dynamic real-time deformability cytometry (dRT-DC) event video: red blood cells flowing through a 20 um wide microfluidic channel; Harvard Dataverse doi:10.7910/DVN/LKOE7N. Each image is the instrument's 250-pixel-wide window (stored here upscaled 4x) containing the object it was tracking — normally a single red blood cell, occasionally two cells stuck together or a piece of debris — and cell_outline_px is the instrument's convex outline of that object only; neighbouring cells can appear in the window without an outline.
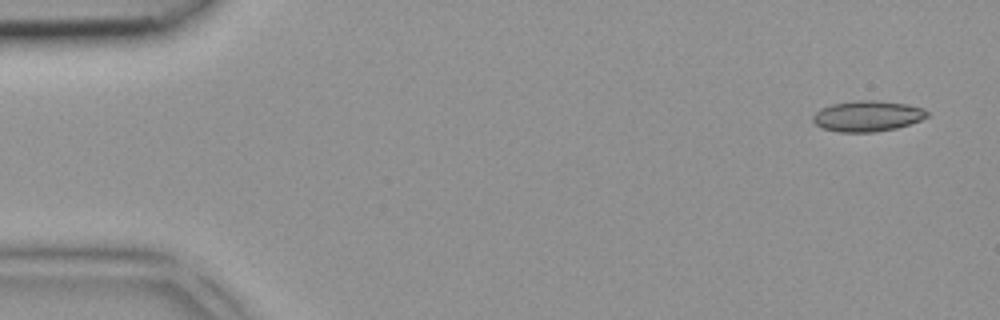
{"species": "common noctule bat (a hibernating species)", "species_latin": "Nyctalus noctula", "temperature_condition": "room temperature", "stored_images_in_passage": 3, "camera_frame_rate_fps": 3000, "um_per_image_px": 0.085, "animal": {"sex": "female", "body_mass_g": 18.4}, "frame": {"image": 1, "passage_image": 1, "time_ms": 0.0, "image_size_px": [1000, 320], "cell_outline_px": [[928, 116], [920, 120], [896, 128], [876, 132], [836, 132], [820, 128], [812, 120], [812, 116], [820, 108], [832, 104], [856, 100], [880, 100], [908, 104], [924, 108], [928, 112]], "centroid_in_image_um": [73.71, 9.86], "position_along_channel_um": 11.3, "area_um2": 20.69}}